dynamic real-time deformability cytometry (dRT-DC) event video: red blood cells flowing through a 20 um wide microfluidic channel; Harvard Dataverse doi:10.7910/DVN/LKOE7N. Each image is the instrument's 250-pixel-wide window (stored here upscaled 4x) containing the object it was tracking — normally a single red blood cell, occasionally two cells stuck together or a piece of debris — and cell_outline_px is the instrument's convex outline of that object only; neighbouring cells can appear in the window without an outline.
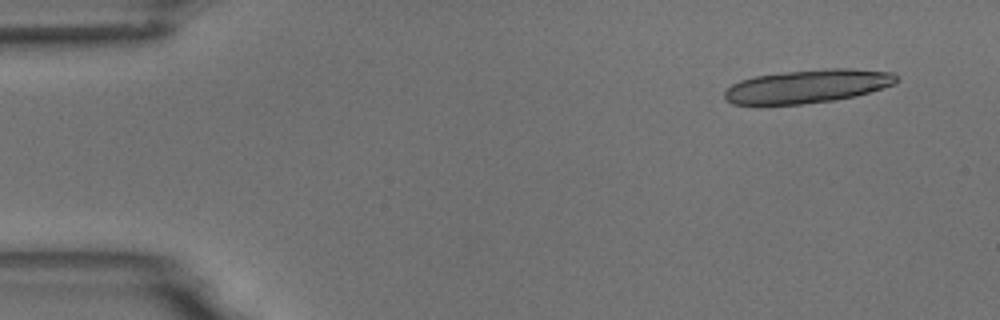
{"species": "common noctule bat (a hibernating species)", "species_latin": "Nyctalus noctula", "temperature_condition": "room temperature", "stored_images_in_passage": 4, "camera_frame_rate_fps": 3000, "um_per_image_px": 0.085, "animal": {"sex": "male", "body_mass_g": 18.8}, "frame": {"image": 1, "passage_image": 1, "time_ms": 0.0, "image_size_px": [1000, 320], "cell_outline_px": [[896, 80], [892, 84], [856, 96], [836, 100], [800, 104], [760, 108], [732, 104], [724, 96], [724, 92], [732, 84], [740, 80], [756, 76], [784, 72], [828, 68], [848, 68], [892, 72], [896, 76]], "centroid_in_image_um": [68.52, 7.37], "position_along_channel_um": 16.5, "area_um2": 34.04}}